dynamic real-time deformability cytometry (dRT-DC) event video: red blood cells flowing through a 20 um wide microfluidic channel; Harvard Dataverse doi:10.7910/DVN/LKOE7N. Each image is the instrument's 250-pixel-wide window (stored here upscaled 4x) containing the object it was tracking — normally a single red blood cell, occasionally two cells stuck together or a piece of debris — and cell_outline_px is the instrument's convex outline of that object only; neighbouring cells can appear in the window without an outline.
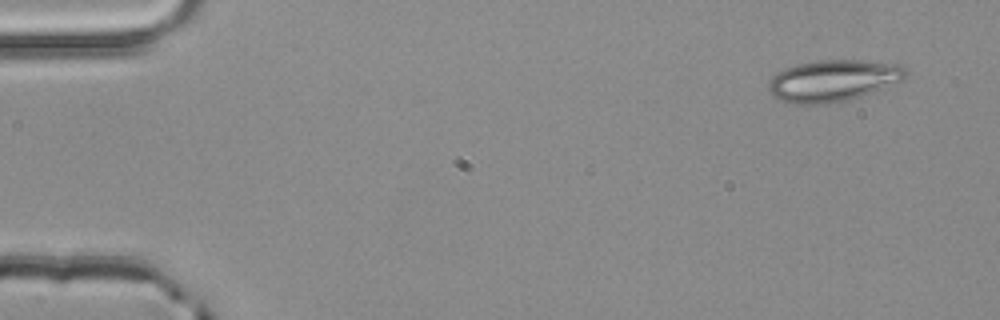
{"species": "common noctule bat (a hibernating species)", "species_latin": "Nyctalus noctula", "temperature_condition": "room temperature", "stored_images_in_passage": 3, "camera_frame_rate_fps": 3000, "um_per_image_px": 0.085, "animal": {"sex": "male", "body_mass_g": 20.4}, "frame": {"image": 1, "passage_image": 1, "time_ms": 0.0, "image_size_px": [1000, 320], "cell_outline_px": [[908, 72], [904, 80], [860, 96], [848, 100], [828, 104], [796, 104], [780, 100], [772, 96], [768, 88], [768, 84], [772, 76], [784, 68], [796, 64], [820, 60], [860, 60], [896, 64], [904, 68]], "centroid_in_image_um": [70.78, 6.86], "position_along_channel_um": 14.2, "area_um2": 33.23}}